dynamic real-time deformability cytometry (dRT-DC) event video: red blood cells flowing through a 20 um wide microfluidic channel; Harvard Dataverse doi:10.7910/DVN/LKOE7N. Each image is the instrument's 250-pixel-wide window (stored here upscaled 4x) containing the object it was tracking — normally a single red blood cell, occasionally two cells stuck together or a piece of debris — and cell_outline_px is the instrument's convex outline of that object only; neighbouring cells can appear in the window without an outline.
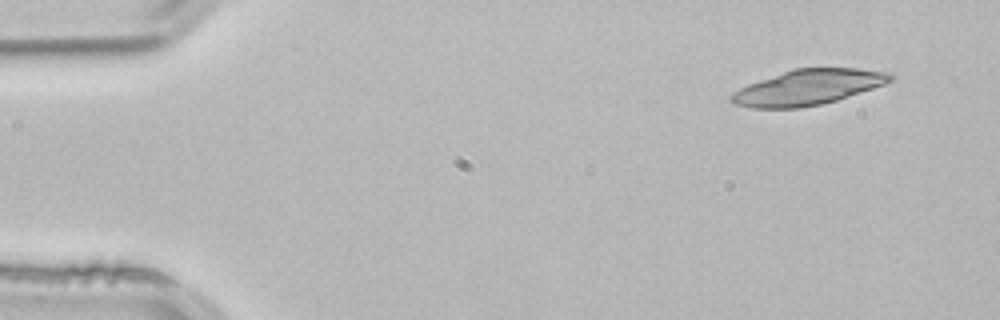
{"species": "common noctule bat (a hibernating species)", "species_latin": "Nyctalus noctula", "temperature_condition": "room temperature", "stored_images_in_passage": 3, "camera_frame_rate_fps": 3000, "um_per_image_px": 0.085, "animal": {"sex": "male", "body_mass_g": 21.5, "forearm_length_mm": 52.0}, "frame": {"image": 1, "passage_image": 1, "time_ms": 0.0, "image_size_px": [1000, 320], "cell_outline_px": [[896, 76], [892, 80], [884, 84], [836, 100], [820, 104], [800, 108], [752, 108], [736, 104], [728, 100], [728, 96], [740, 88], [748, 84], [792, 68], [856, 68], [884, 72]], "centroid_in_image_um": [68.63, 7.42], "position_along_channel_um": 16.4, "area_um2": 32.48}}